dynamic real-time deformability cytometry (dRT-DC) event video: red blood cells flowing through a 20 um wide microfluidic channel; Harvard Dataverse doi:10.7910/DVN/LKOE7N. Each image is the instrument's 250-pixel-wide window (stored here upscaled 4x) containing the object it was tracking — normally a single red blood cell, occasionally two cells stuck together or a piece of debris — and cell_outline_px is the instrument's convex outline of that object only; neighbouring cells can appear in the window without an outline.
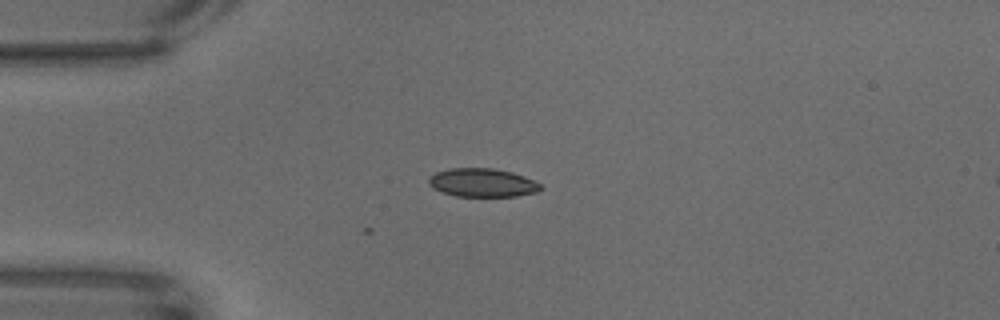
{"species": "common noctule bat (a hibernating species)", "species_latin": "Nyctalus noctula", "temperature_condition": "warm", "stored_images_in_passage": 5, "camera_frame_rate_fps": 3000, "um_per_image_px": 0.085, "animal": {"sex": "male", "body_mass_g": 18.8}, "frame": {"image": 1, "passage_image": 1, "time_ms": 0.0, "image_size_px": [1000, 320], "cell_outline_px": [[544, 188], [536, 192], [516, 196], [456, 196], [432, 188], [428, 184], [428, 176], [436, 172], [448, 168], [492, 168], [512, 172], [524, 176], [540, 184]], "centroid_in_image_um": [40.98, 15.52], "position_along_channel_um": 44.0, "area_um2": 18.61}}